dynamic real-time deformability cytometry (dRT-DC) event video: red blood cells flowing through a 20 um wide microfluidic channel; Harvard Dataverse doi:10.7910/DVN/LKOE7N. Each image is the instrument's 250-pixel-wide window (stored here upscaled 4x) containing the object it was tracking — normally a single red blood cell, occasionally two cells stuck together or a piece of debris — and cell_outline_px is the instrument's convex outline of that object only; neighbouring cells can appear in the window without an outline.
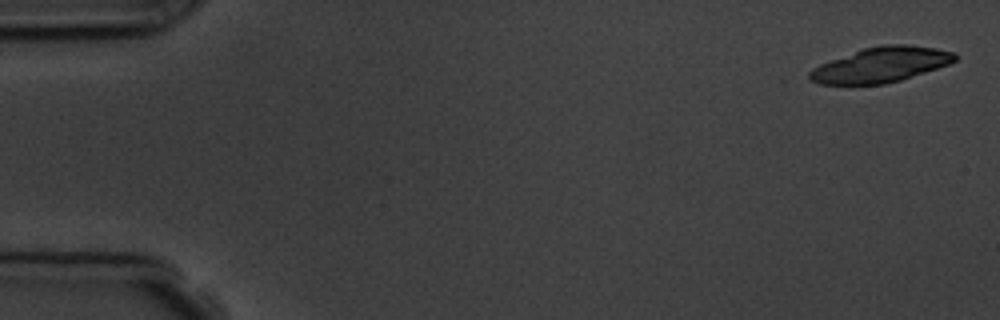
{"species": "common noctule bat (a hibernating species)", "species_latin": "Nyctalus noctula", "temperature_condition": "room temperature", "stored_images_in_passage": 5, "camera_frame_rate_fps": 3000, "um_per_image_px": 0.085, "animal": {"sex": "male", "body_mass_g": 19.5, "forearm_length_mm": 54.6}, "frame": {"image": 1, "passage_image": 1, "time_ms": 0.0, "image_size_px": [1000, 320], "cell_outline_px": [[956, 60], [948, 64], [900, 80], [884, 84], [820, 84], [812, 80], [808, 76], [808, 72], [812, 68], [820, 64], [864, 48], [884, 44], [904, 44], [936, 48], [956, 52]], "centroid_in_image_um": [74.88, 5.5], "position_along_channel_um": 10.1, "area_um2": 29.36}}